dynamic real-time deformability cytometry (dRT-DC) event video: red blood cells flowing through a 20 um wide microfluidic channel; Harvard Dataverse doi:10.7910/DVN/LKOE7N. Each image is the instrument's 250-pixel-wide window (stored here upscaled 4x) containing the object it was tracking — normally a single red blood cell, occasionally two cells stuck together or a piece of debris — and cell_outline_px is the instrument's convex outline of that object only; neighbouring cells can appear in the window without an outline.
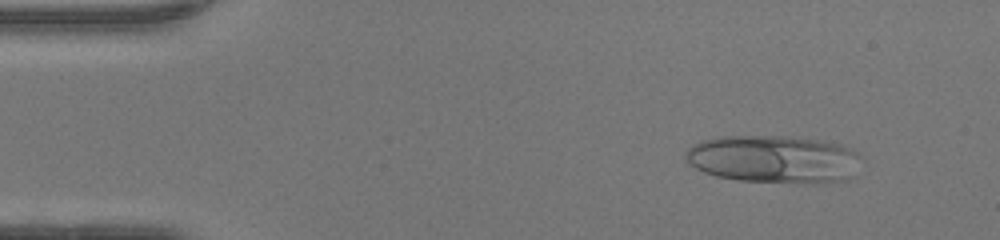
{"species": "human", "species_latin": "Homo sapiens", "temperature_condition": "warm", "stored_images_in_passage": 47, "camera_frame_rate_fps": 3000, "um_per_image_px": 0.085, "donor": {"sex": "female"}, "frame": {"image": 1, "passage_image": 5, "time_ms": 1.333, "image_size_px": [1000, 240], "cell_outline_px": [[856, 156], [848, 180], [824, 184], [804, 184], [740, 180], [716, 176], [704, 172], [688, 164], [684, 160], [684, 156], [688, 148], [692, 144], [700, 140], [716, 136], [780, 136], [816, 140], [840, 144], [852, 148], [856, 152]], "centroid_in_image_um": [65.66, 13.54], "position_along_channel_um": 19.3, "area_um2": 48.9}}
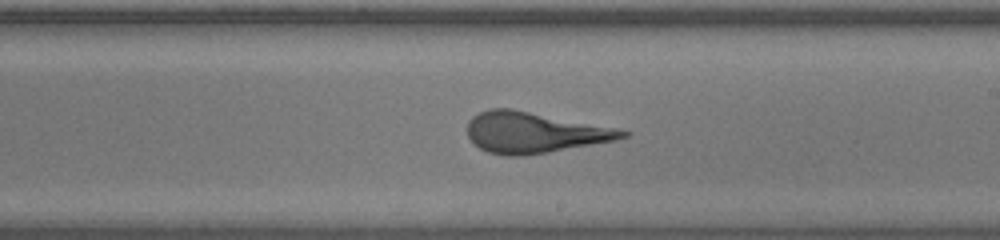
{"frame": {"image": 2, "passage_image": 27, "time_ms": 8.667, "image_size_px": [1000, 240], "cell_outline_px": [[632, 132], [628, 136], [616, 140], [548, 152], [524, 156], [504, 156], [488, 152], [480, 148], [468, 136], [468, 120], [472, 116], [488, 108], [512, 108]], "centroid_in_image_um": [45.35, 11.27], "position_along_channel_um": 243.7, "area_um2": 36.47}}
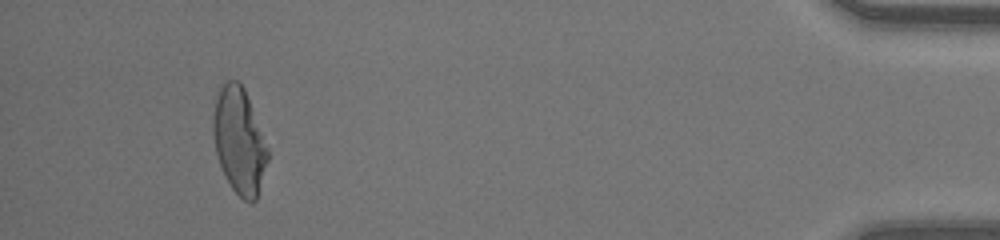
{"frame": {"image": 3, "passage_image": 44, "time_ms": 14.333, "image_size_px": [1000, 240], "cell_outline_px": [[268, 160], [256, 200], [252, 204], [244, 200], [232, 188], [220, 164], [216, 152], [212, 128], [212, 120], [216, 96], [220, 88], [228, 80], [236, 80], [244, 88], [268, 148]], "centroid_in_image_um": [20.33, 11.98], "position_along_channel_um": 414.9, "area_um2": 33.23}}